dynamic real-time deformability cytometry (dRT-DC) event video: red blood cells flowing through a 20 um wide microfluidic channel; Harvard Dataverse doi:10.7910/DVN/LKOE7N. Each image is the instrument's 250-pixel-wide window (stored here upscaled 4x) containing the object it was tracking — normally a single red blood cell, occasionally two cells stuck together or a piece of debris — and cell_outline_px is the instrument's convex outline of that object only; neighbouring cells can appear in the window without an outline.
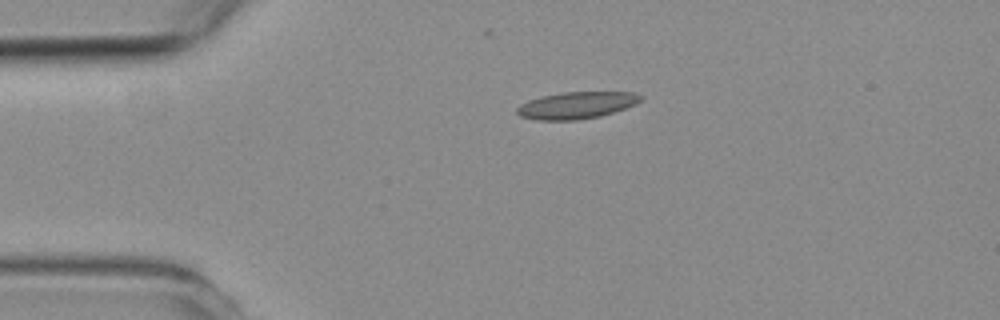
{"species": "common noctule bat (a hibernating species)", "species_latin": "Nyctalus noctula", "temperature_condition": "room temperature", "stored_images_in_passage": 2, "camera_frame_rate_fps": 3000, "um_per_image_px": 0.085, "animal": {"sex": "female", "body_mass_g": 19.3, "forearm_length_mm": 54.1}, "frame": {"image": 1, "passage_image": 1, "time_ms": 0.0, "image_size_px": [1000, 320], "cell_outline_px": [[644, 96], [636, 104], [600, 116], [576, 120], [536, 120], [520, 116], [516, 112], [516, 108], [520, 104], [528, 100], [540, 96], [564, 92], [632, 92]], "centroid_in_image_um": [48.97, 8.94], "position_along_channel_um": 36.0, "area_um2": 19.36}}